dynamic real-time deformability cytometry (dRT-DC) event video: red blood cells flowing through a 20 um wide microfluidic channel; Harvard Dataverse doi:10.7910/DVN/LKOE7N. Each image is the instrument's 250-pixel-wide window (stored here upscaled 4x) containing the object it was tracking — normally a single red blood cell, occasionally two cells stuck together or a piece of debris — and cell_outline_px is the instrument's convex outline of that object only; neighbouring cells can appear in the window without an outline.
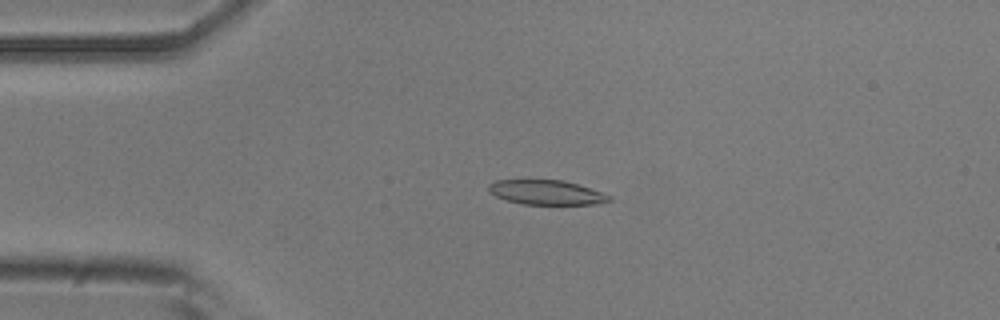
{"species": "common noctule bat (a hibernating species)", "species_latin": "Nyctalus noctula", "temperature_condition": "room temperature", "stored_images_in_passage": 53, "camera_frame_rate_fps": 3000, "um_per_image_px": 0.085, "animal": {"sex": "male", "body_mass_g": 20.5, "forearm_length_mm": 52.5}, "frame": {"image": 1, "passage_image": 12, "time_ms": 3.667, "image_size_px": [1000, 320], "cell_outline_px": [[612, 200], [596, 204], [524, 204], [508, 200], [496, 196], [488, 188], [488, 184], [496, 180], [564, 180], [612, 196]], "centroid_in_image_um": [46.45, 16.35], "position_along_channel_um": 38.5, "area_um2": 16.94}}
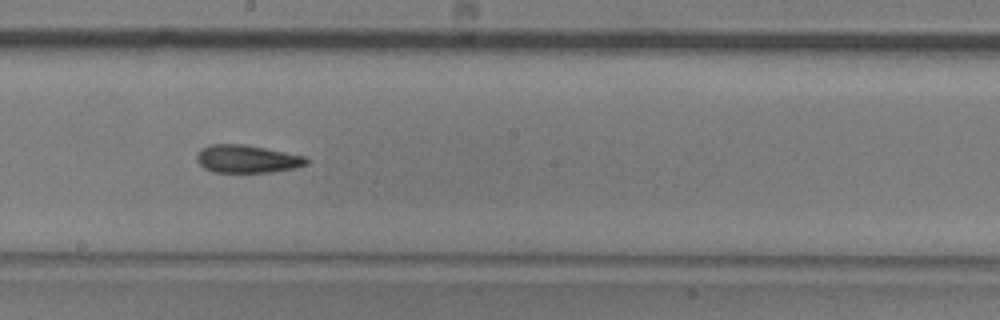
{"frame": {"image": 2, "passage_image": 29, "time_ms": 9.333, "image_size_px": [1000, 320], "cell_outline_px": [[308, 164], [296, 168], [272, 172], [212, 172], [204, 168], [196, 160], [196, 152], [200, 148], [212, 144], [244, 144], [304, 156], [308, 160]], "centroid_in_image_um": [20.96, 13.51], "position_along_channel_um": 227.2, "area_um2": 17.86}}
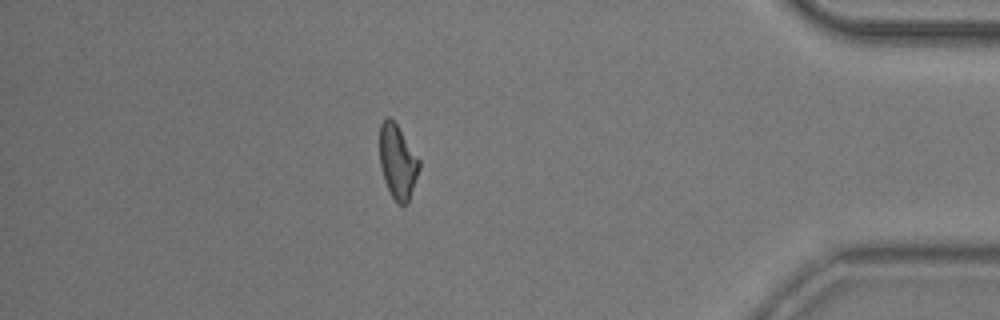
{"frame": {"image": 3, "passage_image": 46, "time_ms": 15.0, "image_size_px": [1000, 320], "cell_outline_px": [[420, 168], [408, 204], [400, 204], [392, 196], [384, 180], [380, 164], [380, 124], [388, 116], [392, 116], [420, 160]], "centroid_in_image_um": [33.81, 13.71], "position_along_channel_um": 401.4, "area_um2": 17.11}, "authors_computed_cell_mechanics": {"area_um2": 17.8024, "velocity_mm_per_s": 3.8043, "shape_relaxation_time_tau1_ms": 10.6794, "shape_relaxation_time_tau2_ms": 4.5872, "deformation_change_tau1": 0.2326, "deformation_change_tau2": 0.1324}}